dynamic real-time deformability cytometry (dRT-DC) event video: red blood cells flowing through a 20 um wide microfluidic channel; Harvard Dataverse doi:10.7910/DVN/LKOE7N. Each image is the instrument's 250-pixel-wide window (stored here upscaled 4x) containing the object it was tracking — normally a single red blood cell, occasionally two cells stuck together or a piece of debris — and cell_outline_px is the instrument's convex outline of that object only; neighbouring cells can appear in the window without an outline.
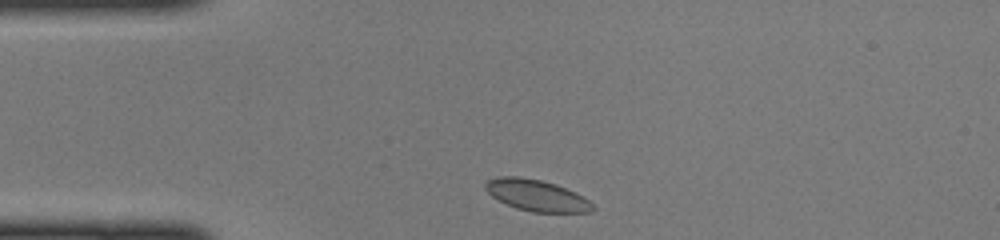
{"species": "common noctule bat (a hibernating species)", "species_latin": "Nyctalus noctula", "temperature_condition": "cold", "stored_images_in_passage": 38, "camera_frame_rate_fps": 3000, "um_per_image_px": 0.085, "animal": {"sex": "female", "body_mass_g": 22.0, "forearm_length_mm": 56.7}, "frame": {"image": 1, "passage_image": 1, "time_ms": 0.0, "image_size_px": [1000, 240], "cell_outline_px": [[596, 208], [592, 212], [532, 212], [516, 208], [492, 196], [484, 188], [484, 184], [488, 180], [496, 176], [520, 176], [540, 180], [556, 184], [576, 192], [584, 196]], "centroid_in_image_um": [45.63, 16.6], "position_along_channel_um": 39.4, "area_um2": 19.65}}
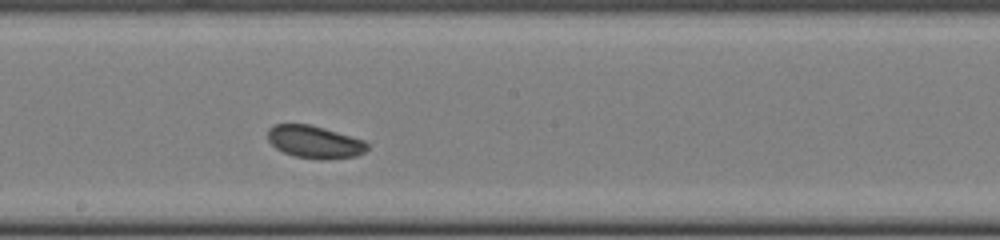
{"frame": {"image": 2, "passage_image": 16, "time_ms": 5.0, "image_size_px": [1000, 240], "cell_outline_px": [[368, 148], [364, 152], [356, 156], [320, 160], [296, 156], [284, 152], [276, 148], [268, 140], [268, 128], [272, 124], [308, 124], [324, 128], [364, 140], [368, 144]], "centroid_in_image_um": [26.73, 12.06], "position_along_channel_um": 221.5, "area_um2": 18.79}}
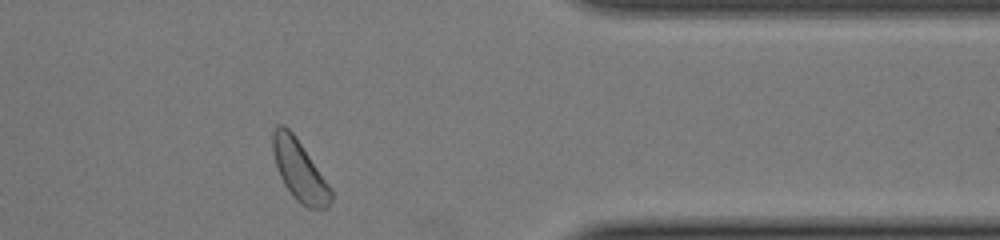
{"frame": {"image": 3, "passage_image": 29, "time_ms": 9.333, "image_size_px": [1000, 240], "cell_outline_px": [[332, 200], [328, 208], [308, 208], [300, 204], [292, 196], [284, 184], [280, 176], [272, 152], [272, 132], [276, 124], [284, 124], [296, 136], [332, 188]], "centroid_in_image_um": [25.45, 14.48], "position_along_channel_um": 385.9, "area_um2": 20.81}}